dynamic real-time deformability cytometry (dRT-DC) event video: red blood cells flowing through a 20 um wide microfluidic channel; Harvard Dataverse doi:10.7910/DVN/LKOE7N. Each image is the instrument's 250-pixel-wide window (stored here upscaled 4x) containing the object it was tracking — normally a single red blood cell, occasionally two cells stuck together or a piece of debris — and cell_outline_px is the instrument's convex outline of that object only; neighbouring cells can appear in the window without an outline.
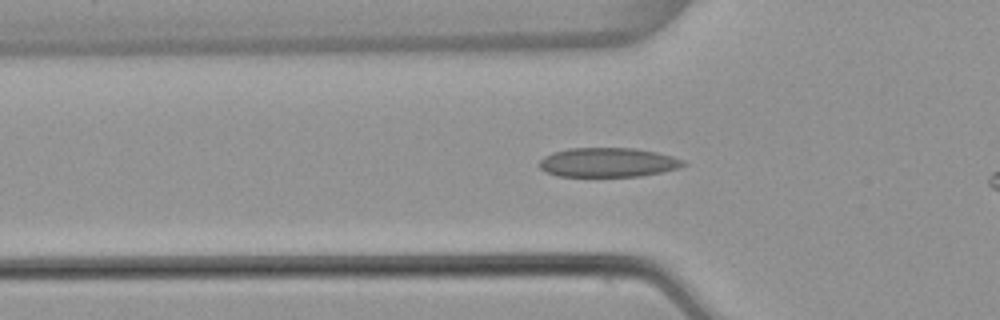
{"species": "common noctule bat (a hibernating species)", "species_latin": "Nyctalus noctula", "temperature_condition": "warm", "stored_images_in_passage": 38, "camera_frame_rate_fps": 3000, "um_per_image_px": 0.085, "animal": {"sex": "female", "body_mass_g": 22.7, "forearm_length_mm": 54.2}, "frame": {"image": 1, "passage_image": 10, "time_ms": 3.0, "image_size_px": [1000, 320], "cell_outline_px": [[688, 164], [676, 168], [660, 172], [640, 176], [556, 176], [544, 172], [536, 164], [544, 156], [552, 152], [568, 148], [632, 148], [656, 152], [672, 156], [684, 160]], "centroid_in_image_um": [51.61, 13.8], "position_along_channel_um": 74.2, "area_um2": 24.68}}
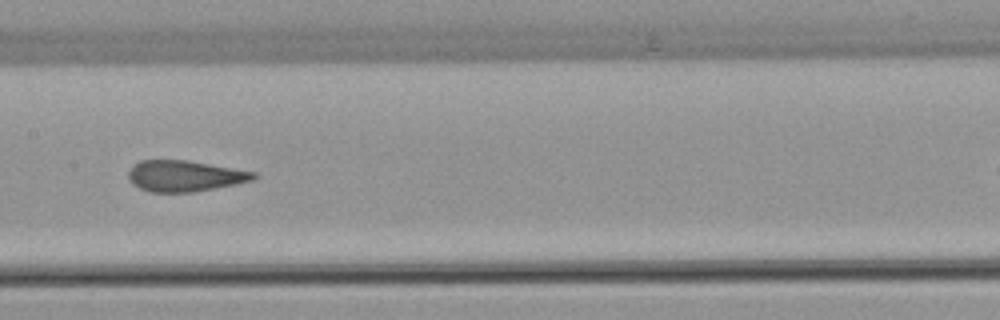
{"frame": {"image": 2, "passage_image": 19, "time_ms": 6.0, "image_size_px": [1000, 320], "cell_outline_px": [[260, 176], [252, 180], [236, 184], [192, 192], [152, 192], [140, 188], [132, 184], [128, 180], [128, 172], [140, 160], [188, 160], [256, 172]], "centroid_in_image_um": [15.72, 14.95], "position_along_channel_um": 191.7, "area_um2": 22.6}}
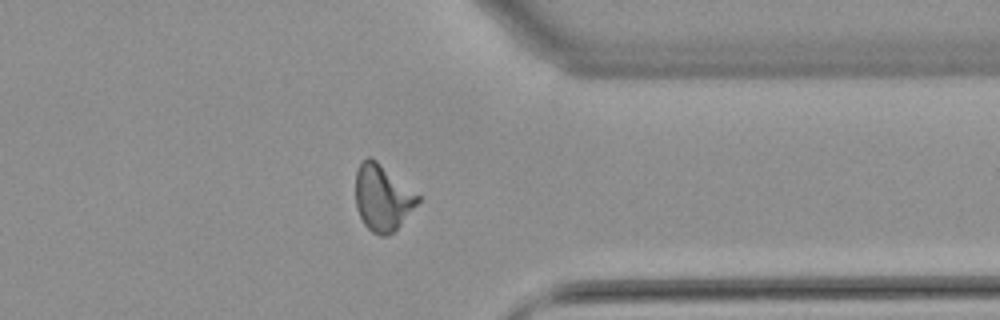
{"frame": {"image": 3, "passage_image": 34, "time_ms": 11.0, "image_size_px": [1000, 320], "cell_outline_px": [[420, 200], [400, 224], [388, 236], [380, 236], [372, 232], [364, 224], [356, 208], [356, 172], [360, 160], [368, 156], [376, 160], [420, 196]], "centroid_in_image_um": [32.48, 16.79], "position_along_channel_um": 378.9, "area_um2": 23.76}}